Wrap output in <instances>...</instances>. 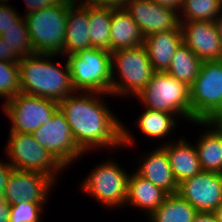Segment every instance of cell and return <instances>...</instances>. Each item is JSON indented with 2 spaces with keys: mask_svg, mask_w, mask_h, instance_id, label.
Instances as JSON below:
<instances>
[{
  "mask_svg": "<svg viewBox=\"0 0 222 222\" xmlns=\"http://www.w3.org/2000/svg\"><path fill=\"white\" fill-rule=\"evenodd\" d=\"M75 91L112 94L111 53L88 48L67 57Z\"/></svg>",
  "mask_w": 222,
  "mask_h": 222,
  "instance_id": "cell-3",
  "label": "cell"
},
{
  "mask_svg": "<svg viewBox=\"0 0 222 222\" xmlns=\"http://www.w3.org/2000/svg\"><path fill=\"white\" fill-rule=\"evenodd\" d=\"M10 208L11 205L3 197H0V222L10 221Z\"/></svg>",
  "mask_w": 222,
  "mask_h": 222,
  "instance_id": "cell-36",
  "label": "cell"
},
{
  "mask_svg": "<svg viewBox=\"0 0 222 222\" xmlns=\"http://www.w3.org/2000/svg\"><path fill=\"white\" fill-rule=\"evenodd\" d=\"M112 7L89 4V37L93 48L111 53L110 24Z\"/></svg>",
  "mask_w": 222,
  "mask_h": 222,
  "instance_id": "cell-24",
  "label": "cell"
},
{
  "mask_svg": "<svg viewBox=\"0 0 222 222\" xmlns=\"http://www.w3.org/2000/svg\"><path fill=\"white\" fill-rule=\"evenodd\" d=\"M124 8L138 24L144 37L174 30L180 25L179 13L176 10L151 0H129Z\"/></svg>",
  "mask_w": 222,
  "mask_h": 222,
  "instance_id": "cell-13",
  "label": "cell"
},
{
  "mask_svg": "<svg viewBox=\"0 0 222 222\" xmlns=\"http://www.w3.org/2000/svg\"><path fill=\"white\" fill-rule=\"evenodd\" d=\"M177 193L198 212H213L222 203V174L201 171L179 183Z\"/></svg>",
  "mask_w": 222,
  "mask_h": 222,
  "instance_id": "cell-12",
  "label": "cell"
},
{
  "mask_svg": "<svg viewBox=\"0 0 222 222\" xmlns=\"http://www.w3.org/2000/svg\"><path fill=\"white\" fill-rule=\"evenodd\" d=\"M74 0L68 7L66 18V35L63 54H76L81 50L92 48L89 37V4Z\"/></svg>",
  "mask_w": 222,
  "mask_h": 222,
  "instance_id": "cell-16",
  "label": "cell"
},
{
  "mask_svg": "<svg viewBox=\"0 0 222 222\" xmlns=\"http://www.w3.org/2000/svg\"><path fill=\"white\" fill-rule=\"evenodd\" d=\"M183 43L203 61L222 60V49L215 21L180 22Z\"/></svg>",
  "mask_w": 222,
  "mask_h": 222,
  "instance_id": "cell-15",
  "label": "cell"
},
{
  "mask_svg": "<svg viewBox=\"0 0 222 222\" xmlns=\"http://www.w3.org/2000/svg\"><path fill=\"white\" fill-rule=\"evenodd\" d=\"M6 152L9 164L17 170L46 174L54 181L58 171L64 166L42 147L31 133L9 132Z\"/></svg>",
  "mask_w": 222,
  "mask_h": 222,
  "instance_id": "cell-8",
  "label": "cell"
},
{
  "mask_svg": "<svg viewBox=\"0 0 222 222\" xmlns=\"http://www.w3.org/2000/svg\"><path fill=\"white\" fill-rule=\"evenodd\" d=\"M167 195L136 172L129 175L126 203L147 211L148 216L162 204Z\"/></svg>",
  "mask_w": 222,
  "mask_h": 222,
  "instance_id": "cell-21",
  "label": "cell"
},
{
  "mask_svg": "<svg viewBox=\"0 0 222 222\" xmlns=\"http://www.w3.org/2000/svg\"><path fill=\"white\" fill-rule=\"evenodd\" d=\"M191 122H213L222 115V60L203 61L190 86Z\"/></svg>",
  "mask_w": 222,
  "mask_h": 222,
  "instance_id": "cell-7",
  "label": "cell"
},
{
  "mask_svg": "<svg viewBox=\"0 0 222 222\" xmlns=\"http://www.w3.org/2000/svg\"><path fill=\"white\" fill-rule=\"evenodd\" d=\"M145 109L138 118L137 128L148 137L164 138L163 136L166 137L172 132V128H175L176 119L174 118L176 114Z\"/></svg>",
  "mask_w": 222,
  "mask_h": 222,
  "instance_id": "cell-26",
  "label": "cell"
},
{
  "mask_svg": "<svg viewBox=\"0 0 222 222\" xmlns=\"http://www.w3.org/2000/svg\"><path fill=\"white\" fill-rule=\"evenodd\" d=\"M218 222H222V203L213 211Z\"/></svg>",
  "mask_w": 222,
  "mask_h": 222,
  "instance_id": "cell-40",
  "label": "cell"
},
{
  "mask_svg": "<svg viewBox=\"0 0 222 222\" xmlns=\"http://www.w3.org/2000/svg\"><path fill=\"white\" fill-rule=\"evenodd\" d=\"M110 28L111 52L144 44L145 37L125 8H112Z\"/></svg>",
  "mask_w": 222,
  "mask_h": 222,
  "instance_id": "cell-20",
  "label": "cell"
},
{
  "mask_svg": "<svg viewBox=\"0 0 222 222\" xmlns=\"http://www.w3.org/2000/svg\"><path fill=\"white\" fill-rule=\"evenodd\" d=\"M54 56L57 55L34 53L20 59L18 64L22 93L51 99L58 103L67 96L77 93L67 62L65 67L60 69L57 63L51 61Z\"/></svg>",
  "mask_w": 222,
  "mask_h": 222,
  "instance_id": "cell-2",
  "label": "cell"
},
{
  "mask_svg": "<svg viewBox=\"0 0 222 222\" xmlns=\"http://www.w3.org/2000/svg\"><path fill=\"white\" fill-rule=\"evenodd\" d=\"M0 60L6 62H19L20 58L11 51L8 44L5 40L0 36Z\"/></svg>",
  "mask_w": 222,
  "mask_h": 222,
  "instance_id": "cell-34",
  "label": "cell"
},
{
  "mask_svg": "<svg viewBox=\"0 0 222 222\" xmlns=\"http://www.w3.org/2000/svg\"><path fill=\"white\" fill-rule=\"evenodd\" d=\"M180 22L188 21H215L222 10V0H183Z\"/></svg>",
  "mask_w": 222,
  "mask_h": 222,
  "instance_id": "cell-27",
  "label": "cell"
},
{
  "mask_svg": "<svg viewBox=\"0 0 222 222\" xmlns=\"http://www.w3.org/2000/svg\"><path fill=\"white\" fill-rule=\"evenodd\" d=\"M39 202H20L11 205L9 222H40L42 207Z\"/></svg>",
  "mask_w": 222,
  "mask_h": 222,
  "instance_id": "cell-30",
  "label": "cell"
},
{
  "mask_svg": "<svg viewBox=\"0 0 222 222\" xmlns=\"http://www.w3.org/2000/svg\"><path fill=\"white\" fill-rule=\"evenodd\" d=\"M217 29H218V34L220 38V44H221V49H222V14L215 20Z\"/></svg>",
  "mask_w": 222,
  "mask_h": 222,
  "instance_id": "cell-39",
  "label": "cell"
},
{
  "mask_svg": "<svg viewBox=\"0 0 222 222\" xmlns=\"http://www.w3.org/2000/svg\"><path fill=\"white\" fill-rule=\"evenodd\" d=\"M173 142L161 146L166 150L174 178L179 184L197 175L202 169L195 145L187 143L184 138Z\"/></svg>",
  "mask_w": 222,
  "mask_h": 222,
  "instance_id": "cell-19",
  "label": "cell"
},
{
  "mask_svg": "<svg viewBox=\"0 0 222 222\" xmlns=\"http://www.w3.org/2000/svg\"><path fill=\"white\" fill-rule=\"evenodd\" d=\"M114 161L96 166L82 183V190L102 205L118 207L126 204L129 174Z\"/></svg>",
  "mask_w": 222,
  "mask_h": 222,
  "instance_id": "cell-9",
  "label": "cell"
},
{
  "mask_svg": "<svg viewBox=\"0 0 222 222\" xmlns=\"http://www.w3.org/2000/svg\"><path fill=\"white\" fill-rule=\"evenodd\" d=\"M212 124H214L218 130L222 133V115L218 116L213 122Z\"/></svg>",
  "mask_w": 222,
  "mask_h": 222,
  "instance_id": "cell-41",
  "label": "cell"
},
{
  "mask_svg": "<svg viewBox=\"0 0 222 222\" xmlns=\"http://www.w3.org/2000/svg\"><path fill=\"white\" fill-rule=\"evenodd\" d=\"M54 181L46 174L13 169L6 184L3 198L10 204L39 202L45 204Z\"/></svg>",
  "mask_w": 222,
  "mask_h": 222,
  "instance_id": "cell-14",
  "label": "cell"
},
{
  "mask_svg": "<svg viewBox=\"0 0 222 222\" xmlns=\"http://www.w3.org/2000/svg\"><path fill=\"white\" fill-rule=\"evenodd\" d=\"M22 17L18 15L14 8L12 9L9 4H6L5 1L0 6V35L15 26Z\"/></svg>",
  "mask_w": 222,
  "mask_h": 222,
  "instance_id": "cell-31",
  "label": "cell"
},
{
  "mask_svg": "<svg viewBox=\"0 0 222 222\" xmlns=\"http://www.w3.org/2000/svg\"><path fill=\"white\" fill-rule=\"evenodd\" d=\"M2 106L3 112L12 122L10 131L18 133L34 132L41 125L46 124L59 108L57 101L22 92Z\"/></svg>",
  "mask_w": 222,
  "mask_h": 222,
  "instance_id": "cell-10",
  "label": "cell"
},
{
  "mask_svg": "<svg viewBox=\"0 0 222 222\" xmlns=\"http://www.w3.org/2000/svg\"><path fill=\"white\" fill-rule=\"evenodd\" d=\"M73 1L64 0L24 15L35 53L63 54L67 10Z\"/></svg>",
  "mask_w": 222,
  "mask_h": 222,
  "instance_id": "cell-4",
  "label": "cell"
},
{
  "mask_svg": "<svg viewBox=\"0 0 222 222\" xmlns=\"http://www.w3.org/2000/svg\"><path fill=\"white\" fill-rule=\"evenodd\" d=\"M6 0H0V6L5 2Z\"/></svg>",
  "mask_w": 222,
  "mask_h": 222,
  "instance_id": "cell-42",
  "label": "cell"
},
{
  "mask_svg": "<svg viewBox=\"0 0 222 222\" xmlns=\"http://www.w3.org/2000/svg\"><path fill=\"white\" fill-rule=\"evenodd\" d=\"M202 61L184 43L175 51L167 73L189 87L199 74Z\"/></svg>",
  "mask_w": 222,
  "mask_h": 222,
  "instance_id": "cell-25",
  "label": "cell"
},
{
  "mask_svg": "<svg viewBox=\"0 0 222 222\" xmlns=\"http://www.w3.org/2000/svg\"><path fill=\"white\" fill-rule=\"evenodd\" d=\"M137 97L144 108L180 115L191 122L190 87L167 72L155 71Z\"/></svg>",
  "mask_w": 222,
  "mask_h": 222,
  "instance_id": "cell-6",
  "label": "cell"
},
{
  "mask_svg": "<svg viewBox=\"0 0 222 222\" xmlns=\"http://www.w3.org/2000/svg\"><path fill=\"white\" fill-rule=\"evenodd\" d=\"M159 147L147 155L136 173L168 195L177 193L178 183L174 178L166 150L162 146Z\"/></svg>",
  "mask_w": 222,
  "mask_h": 222,
  "instance_id": "cell-18",
  "label": "cell"
},
{
  "mask_svg": "<svg viewBox=\"0 0 222 222\" xmlns=\"http://www.w3.org/2000/svg\"><path fill=\"white\" fill-rule=\"evenodd\" d=\"M20 89V75L18 62H6L0 60V97L11 100Z\"/></svg>",
  "mask_w": 222,
  "mask_h": 222,
  "instance_id": "cell-29",
  "label": "cell"
},
{
  "mask_svg": "<svg viewBox=\"0 0 222 222\" xmlns=\"http://www.w3.org/2000/svg\"><path fill=\"white\" fill-rule=\"evenodd\" d=\"M154 3H157L159 5L170 7L178 12H180L183 0H151Z\"/></svg>",
  "mask_w": 222,
  "mask_h": 222,
  "instance_id": "cell-37",
  "label": "cell"
},
{
  "mask_svg": "<svg viewBox=\"0 0 222 222\" xmlns=\"http://www.w3.org/2000/svg\"><path fill=\"white\" fill-rule=\"evenodd\" d=\"M14 168L8 163L0 160V197L4 196L8 177Z\"/></svg>",
  "mask_w": 222,
  "mask_h": 222,
  "instance_id": "cell-33",
  "label": "cell"
},
{
  "mask_svg": "<svg viewBox=\"0 0 222 222\" xmlns=\"http://www.w3.org/2000/svg\"><path fill=\"white\" fill-rule=\"evenodd\" d=\"M129 0H82L81 2L103 7L124 8Z\"/></svg>",
  "mask_w": 222,
  "mask_h": 222,
  "instance_id": "cell-35",
  "label": "cell"
},
{
  "mask_svg": "<svg viewBox=\"0 0 222 222\" xmlns=\"http://www.w3.org/2000/svg\"><path fill=\"white\" fill-rule=\"evenodd\" d=\"M197 210L178 193L169 194L150 215V222H193Z\"/></svg>",
  "mask_w": 222,
  "mask_h": 222,
  "instance_id": "cell-23",
  "label": "cell"
},
{
  "mask_svg": "<svg viewBox=\"0 0 222 222\" xmlns=\"http://www.w3.org/2000/svg\"><path fill=\"white\" fill-rule=\"evenodd\" d=\"M0 36L20 59L35 53L24 17Z\"/></svg>",
  "mask_w": 222,
  "mask_h": 222,
  "instance_id": "cell-28",
  "label": "cell"
},
{
  "mask_svg": "<svg viewBox=\"0 0 222 222\" xmlns=\"http://www.w3.org/2000/svg\"><path fill=\"white\" fill-rule=\"evenodd\" d=\"M197 125L213 126L203 133L195 145L202 171L222 174V133L208 121H196Z\"/></svg>",
  "mask_w": 222,
  "mask_h": 222,
  "instance_id": "cell-22",
  "label": "cell"
},
{
  "mask_svg": "<svg viewBox=\"0 0 222 222\" xmlns=\"http://www.w3.org/2000/svg\"><path fill=\"white\" fill-rule=\"evenodd\" d=\"M193 222H218L213 212H197Z\"/></svg>",
  "mask_w": 222,
  "mask_h": 222,
  "instance_id": "cell-38",
  "label": "cell"
},
{
  "mask_svg": "<svg viewBox=\"0 0 222 222\" xmlns=\"http://www.w3.org/2000/svg\"><path fill=\"white\" fill-rule=\"evenodd\" d=\"M111 65V96L123 95L124 97V95L133 94L136 98L144 90L155 72L144 45L111 52ZM114 73L119 74L121 81L115 80L117 78Z\"/></svg>",
  "mask_w": 222,
  "mask_h": 222,
  "instance_id": "cell-5",
  "label": "cell"
},
{
  "mask_svg": "<svg viewBox=\"0 0 222 222\" xmlns=\"http://www.w3.org/2000/svg\"><path fill=\"white\" fill-rule=\"evenodd\" d=\"M182 43L183 35L180 25L174 30L152 33L146 36L143 45L147 50L154 71L166 72L170 67L175 51Z\"/></svg>",
  "mask_w": 222,
  "mask_h": 222,
  "instance_id": "cell-17",
  "label": "cell"
},
{
  "mask_svg": "<svg viewBox=\"0 0 222 222\" xmlns=\"http://www.w3.org/2000/svg\"><path fill=\"white\" fill-rule=\"evenodd\" d=\"M31 134L65 168L83 155L60 108L46 124L41 125Z\"/></svg>",
  "mask_w": 222,
  "mask_h": 222,
  "instance_id": "cell-11",
  "label": "cell"
},
{
  "mask_svg": "<svg viewBox=\"0 0 222 222\" xmlns=\"http://www.w3.org/2000/svg\"><path fill=\"white\" fill-rule=\"evenodd\" d=\"M69 95L58 103L70 126L72 136L83 152L93 148L128 147L135 141L129 131L101 100L102 93ZM94 95V96H93ZM98 97H96V96Z\"/></svg>",
  "mask_w": 222,
  "mask_h": 222,
  "instance_id": "cell-1",
  "label": "cell"
},
{
  "mask_svg": "<svg viewBox=\"0 0 222 222\" xmlns=\"http://www.w3.org/2000/svg\"><path fill=\"white\" fill-rule=\"evenodd\" d=\"M26 3V14L38 11L42 8L51 7L53 5L62 3L64 0H24Z\"/></svg>",
  "mask_w": 222,
  "mask_h": 222,
  "instance_id": "cell-32",
  "label": "cell"
}]
</instances>
